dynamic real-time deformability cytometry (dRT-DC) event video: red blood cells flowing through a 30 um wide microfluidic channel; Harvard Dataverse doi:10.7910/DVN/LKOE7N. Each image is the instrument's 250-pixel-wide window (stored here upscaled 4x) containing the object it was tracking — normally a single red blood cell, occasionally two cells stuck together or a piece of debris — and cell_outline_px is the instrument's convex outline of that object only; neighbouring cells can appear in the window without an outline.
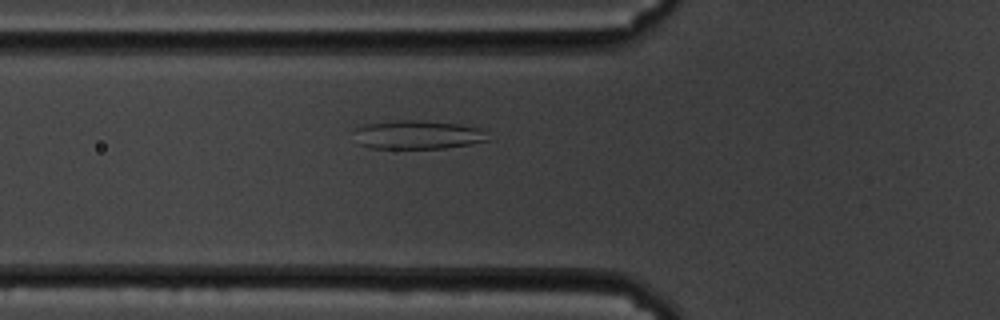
{"species": "common noctule bat (a hibernating species)", "species_latin": "Nyctalus noctula", "temperature_condition": "cold", "stored_images_in_passage": 55, "camera_frame_rate_fps": 3000, "um_per_image_px": 0.085, "animal": {"sex": "male", "body_mass_g": 19.5, "forearm_length_mm": 54.6}, "frame": {"image": 1, "passage_image": 17, "time_ms": 5.333, "image_size_px": [1000, 320], "cell_outline_px": [[488, 140], [468, 144], [444, 148], [372, 148], [356, 144], [356, 128], [368, 124], [396, 120], [416, 120], [460, 124], [480, 128]], "centroid_in_image_um": [35.46, 11.45], "position_along_channel_um": 90.3, "area_um2": 22.02}}
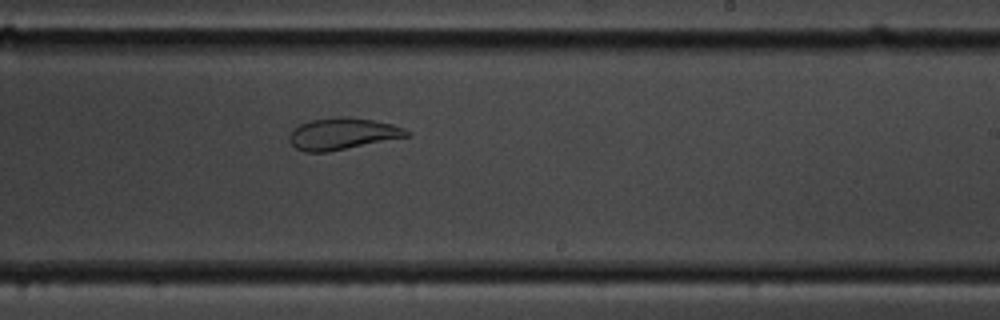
{"frame": {"image": 2, "passage_image": 32, "time_ms": 10.333, "image_size_px": [1000, 320], "cell_outline_px": [[412, 136], [328, 152], [304, 152], [296, 148], [288, 140], [288, 136], [292, 128], [300, 124], [312, 120], [340, 116], [348, 116], [372, 120], [392, 124], [404, 128], [412, 132]], "centroid_in_image_um": [29.13, 11.37], "position_along_channel_um": 259.9, "area_um2": 21.96}}
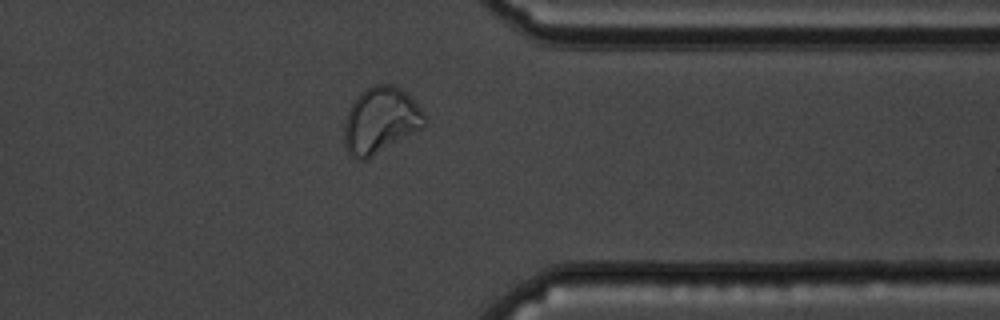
{"frame": {"image": 3, "passage_image": 43, "time_ms": 14.0, "image_size_px": [1000, 320], "cell_outline_px": [[424, 124], [420, 128], [368, 160], [360, 160], [352, 156], [348, 152], [344, 144], [344, 120], [352, 104], [360, 92], [364, 88], [376, 84], [392, 84], [400, 88], [420, 108], [424, 116]], "centroid_in_image_um": [32.28, 10.24], "position_along_channel_um": 379.1, "area_um2": 30.58}, "authors_computed_cell_mechanics": {"area_um2": 27.6284, "velocity_mm_per_s": 3.3879, "shape_relaxation_time_tau1_ms": null, "shape_relaxation_time_tau2_ms": 1.7558, "deformation_change_tau1": null, "deformation_change_tau2": 0.0661}}